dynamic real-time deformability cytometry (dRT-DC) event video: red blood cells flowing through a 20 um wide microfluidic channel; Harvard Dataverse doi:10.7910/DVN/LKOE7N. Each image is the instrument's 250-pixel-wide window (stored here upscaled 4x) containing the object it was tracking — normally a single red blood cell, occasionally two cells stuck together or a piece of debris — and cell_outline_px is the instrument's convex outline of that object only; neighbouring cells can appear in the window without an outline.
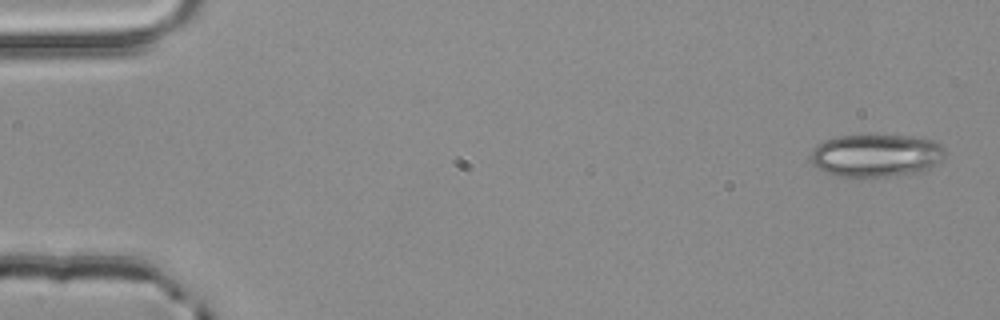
{"species": "common noctule bat (a hibernating species)", "species_latin": "Nyctalus noctula", "temperature_condition": "room temperature", "stored_images_in_passage": 5, "camera_frame_rate_fps": 3000, "um_per_image_px": 0.085, "animal": {"sex": "male", "body_mass_g": 20.4}, "frame": {"image": 1, "passage_image": 1, "time_ms": 0.0, "image_size_px": [1000, 320], "cell_outline_px": [[944, 156], [936, 164], [928, 168], [916, 172], [888, 176], [832, 176], [824, 172], [812, 164], [812, 148], [816, 144], [824, 140], [840, 136], [876, 132], [936, 140], [944, 148]], "centroid_in_image_um": [74.43, 13.16], "position_along_channel_um": 10.6, "area_um2": 34.1}}